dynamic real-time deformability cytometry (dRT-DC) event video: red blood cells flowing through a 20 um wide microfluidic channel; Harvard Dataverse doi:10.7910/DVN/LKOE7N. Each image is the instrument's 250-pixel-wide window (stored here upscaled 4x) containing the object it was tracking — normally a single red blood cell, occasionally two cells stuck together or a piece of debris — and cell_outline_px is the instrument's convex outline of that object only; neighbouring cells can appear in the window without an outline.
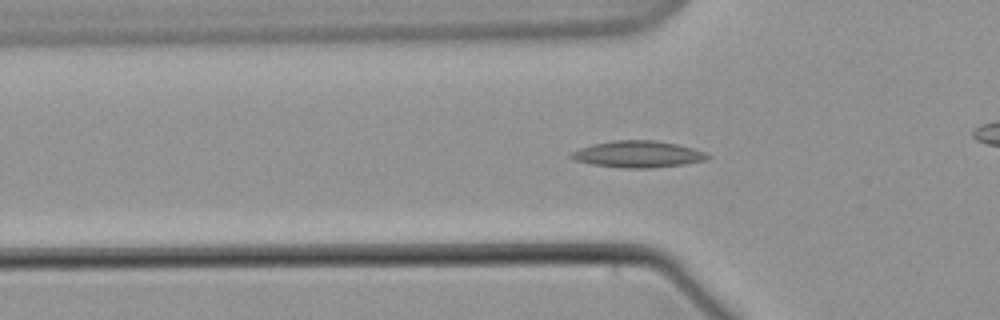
{"species": "common noctule bat (a hibernating species)", "species_latin": "Nyctalus noctula", "temperature_condition": "warm", "stored_images_in_passage": 51, "camera_frame_rate_fps": 3000, "um_per_image_px": 0.085, "animal": {"sex": "male", "body_mass_g": 21.5, "forearm_length_mm": 52.0}, "frame": {"image": 1, "passage_image": 10, "time_ms": 3.0, "image_size_px": [1000, 320], "cell_outline_px": [[712, 156], [708, 160], [684, 164], [652, 168], [620, 168], [592, 164], [576, 160], [568, 156], [572, 152], [580, 148], [592, 144], [612, 140], [656, 140], [676, 144], [692, 148], [704, 152]], "centroid_in_image_um": [54.24, 13.11], "position_along_channel_um": 71.6, "area_um2": 21.21}}
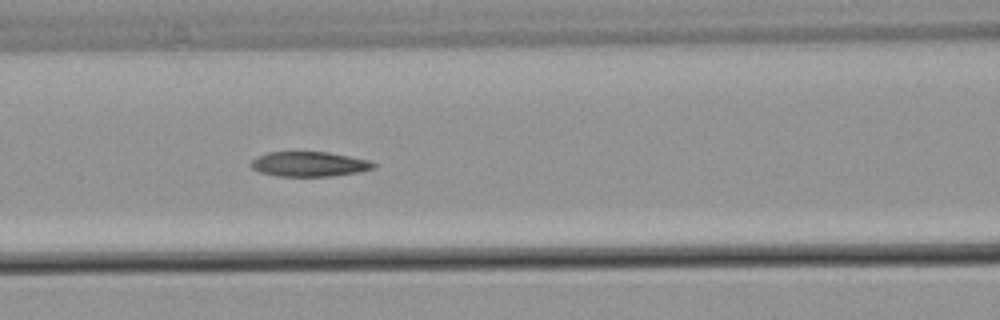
{"frame": {"image": 2, "passage_image": 16, "time_ms": 5.0, "image_size_px": [1000, 320], "cell_outline_px": [[376, 168], [360, 172], [332, 176], [276, 176], [260, 172], [252, 168], [248, 164], [256, 156], [268, 152], [328, 152], [368, 160], [376, 164]], "centroid_in_image_um": [26.26, 13.95], "position_along_channel_um": 140.3, "area_um2": 17.86}}
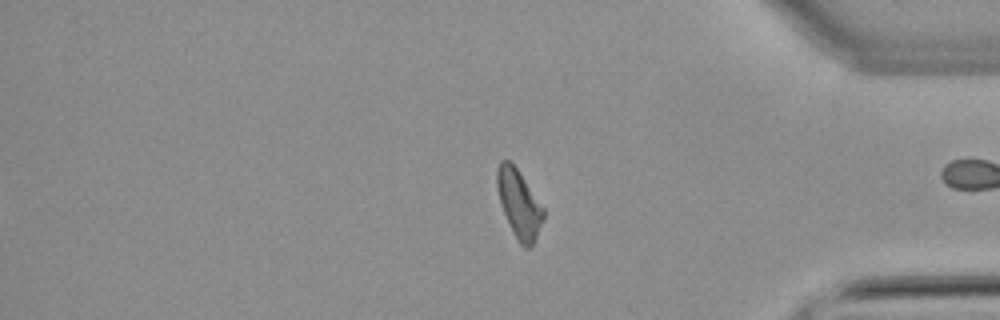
{"frame": {"image": 3, "passage_image": 40, "time_ms": 13.0, "image_size_px": [1000, 320], "cell_outline_px": [[544, 220], [532, 248], [524, 248], [520, 244], [504, 212], [500, 200], [496, 184], [496, 172], [500, 160], [512, 160], [544, 208]], "centroid_in_image_um": [44.14, 17.3], "position_along_channel_um": 391.1, "area_um2": 18.38}}